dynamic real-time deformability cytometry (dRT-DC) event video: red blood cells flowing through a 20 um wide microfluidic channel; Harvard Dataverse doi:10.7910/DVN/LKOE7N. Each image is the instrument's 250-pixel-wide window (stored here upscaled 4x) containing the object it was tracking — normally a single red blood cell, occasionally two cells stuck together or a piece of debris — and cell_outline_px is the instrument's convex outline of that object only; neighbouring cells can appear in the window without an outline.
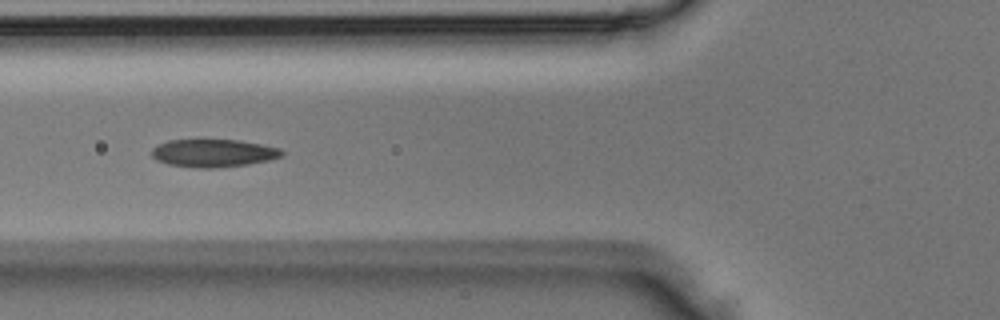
{"species": "Egyptian fruit bat (a non-hibernating species)", "species_latin": "Rousettus aegyptiacus", "temperature_condition": "room temperature", "stored_images_in_passage": 5, "camera_frame_rate_fps": 3000, "um_per_image_px": 0.085, "animal": {"sex": "male"}, "frame": {"image": 1, "passage_image": 5, "time_ms": 1.333, "image_size_px": [1000, 320], "cell_outline_px": [[284, 156], [268, 160], [248, 164], [216, 168], [200, 168], [168, 164], [156, 160], [152, 156], [152, 148], [168, 140], [240, 140], [280, 148], [284, 152]], "centroid_in_image_um": [18.16, 13.01], "position_along_channel_um": 107.6, "area_um2": 21.04}}